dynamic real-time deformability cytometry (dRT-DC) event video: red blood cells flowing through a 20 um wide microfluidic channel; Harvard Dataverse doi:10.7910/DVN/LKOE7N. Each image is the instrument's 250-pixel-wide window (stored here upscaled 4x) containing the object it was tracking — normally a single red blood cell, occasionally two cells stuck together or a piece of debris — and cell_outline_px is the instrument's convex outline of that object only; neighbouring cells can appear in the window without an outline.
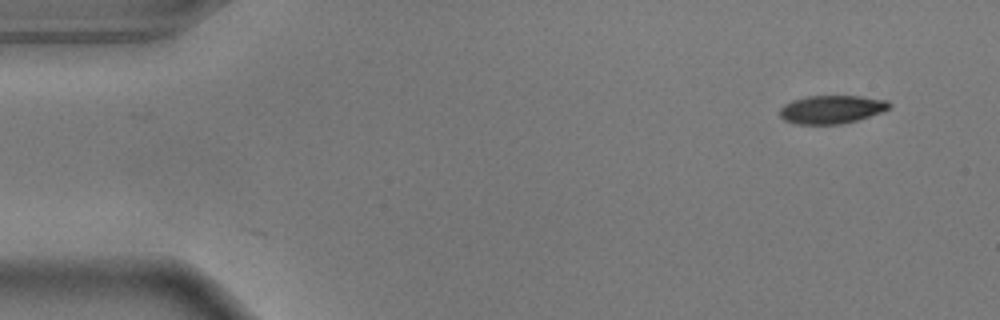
{"species": "common noctule bat (a hibernating species)", "species_latin": "Nyctalus noctula", "temperature_condition": "warm", "stored_images_in_passage": 3, "camera_frame_rate_fps": 3000, "um_per_image_px": 0.085, "animal": {"sex": "male", "body_mass_g": 17.9}, "frame": {"image": 1, "passage_image": 3, "time_ms": 0.667, "image_size_px": [1000, 320], "cell_outline_px": [[892, 104], [888, 108], [880, 112], [856, 120], [840, 124], [796, 124], [784, 120], [780, 116], [780, 108], [784, 104], [792, 100], [808, 96], [860, 96], [888, 100]], "centroid_in_image_um": [70.66, 9.29], "position_along_channel_um": 14.3, "area_um2": 17.92}}